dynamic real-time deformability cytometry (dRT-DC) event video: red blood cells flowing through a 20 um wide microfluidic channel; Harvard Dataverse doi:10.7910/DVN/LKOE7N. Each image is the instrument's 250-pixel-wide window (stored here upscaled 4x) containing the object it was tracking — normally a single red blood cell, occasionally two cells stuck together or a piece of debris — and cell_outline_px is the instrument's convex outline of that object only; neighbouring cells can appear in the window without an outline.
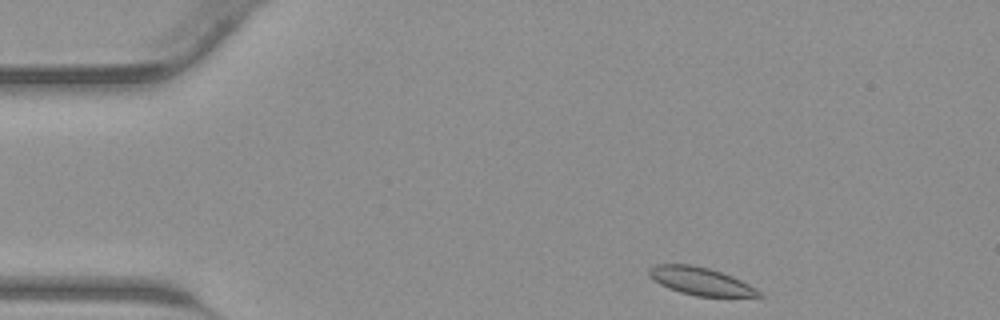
{"species": "common noctule bat (a hibernating species)", "species_latin": "Nyctalus noctula", "temperature_condition": "warm", "stored_images_in_passage": 38, "camera_frame_rate_fps": 3000, "um_per_image_px": 0.085, "animal": {"sex": "male", "body_mass_g": 23.1, "forearm_length_mm": 52.7}, "frame": {"image": 1, "passage_image": 1, "time_ms": 0.0, "image_size_px": [1000, 320], "cell_outline_px": [[764, 296], [696, 296], [680, 292], [668, 288], [652, 280], [648, 276], [648, 268], [656, 264], [688, 264], [708, 268], [732, 276], [764, 292]], "centroid_in_image_um": [59.52, 23.9], "position_along_channel_um": 25.5, "area_um2": 17.74}}
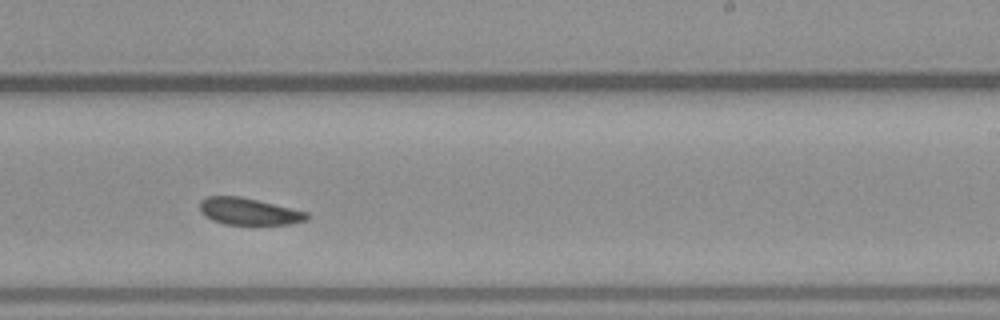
{"frame": {"image": 2, "passage_image": 21, "time_ms": 6.667, "image_size_px": [1000, 320], "cell_outline_px": [[308, 220], [292, 224], [224, 224], [212, 220], [204, 216], [200, 212], [200, 200], [208, 196], [240, 196], [292, 208], [308, 212]], "centroid_in_image_um": [21.14, 17.97], "position_along_channel_um": 267.9, "area_um2": 16.82}}
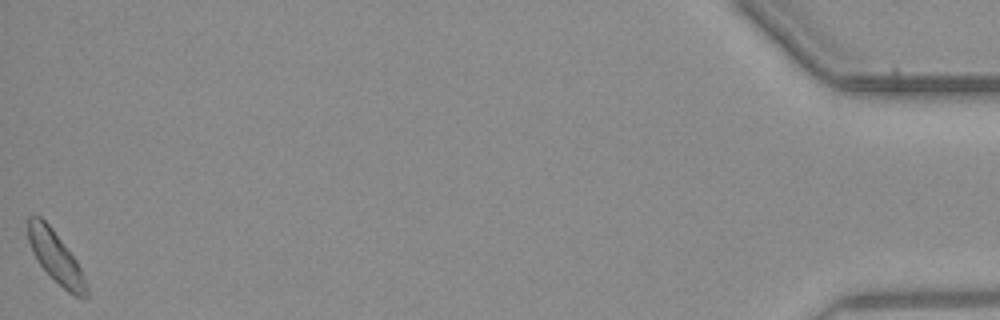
{"frame": {"image": 3, "passage_image": 38, "time_ms": 12.333, "image_size_px": [1000, 320], "cell_outline_px": [[88, 296], [84, 300], [68, 292], [40, 264], [32, 252], [28, 240], [28, 216], [40, 216], [52, 228], [76, 260], [84, 276], [88, 288]], "centroid_in_image_um": [4.76, 21.87], "position_along_channel_um": 430.4, "area_um2": 17.17}}